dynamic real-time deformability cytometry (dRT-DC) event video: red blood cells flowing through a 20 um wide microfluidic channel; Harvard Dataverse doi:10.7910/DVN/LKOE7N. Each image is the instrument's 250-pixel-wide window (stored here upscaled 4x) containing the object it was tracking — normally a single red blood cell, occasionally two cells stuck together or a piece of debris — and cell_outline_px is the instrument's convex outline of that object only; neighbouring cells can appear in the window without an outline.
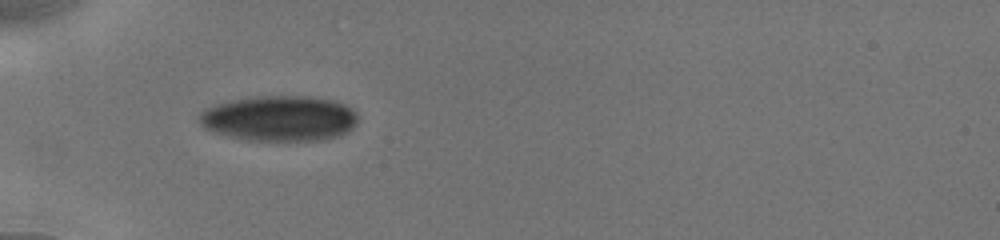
{"species": "human", "species_latin": "Homo sapiens", "temperature_condition": "cold", "stored_images_in_passage": 15, "camera_frame_rate_fps": 3000, "um_per_image_px": 0.085, "donor": {"sex": "male"}, "frame": {"image": 1, "passage_image": 9, "time_ms": 5.667, "image_size_px": [1000, 240], "cell_outline_px": [[356, 124], [348, 132], [324, 140], [248, 140], [228, 136], [212, 132], [204, 128], [200, 124], [196, 116], [204, 108], [216, 104], [232, 100], [256, 96], [312, 96], [336, 100], [352, 108], [356, 112]], "centroid_in_image_um": [23.72, 10.05], "position_along_channel_um": 61.3, "area_um2": 42.43}}
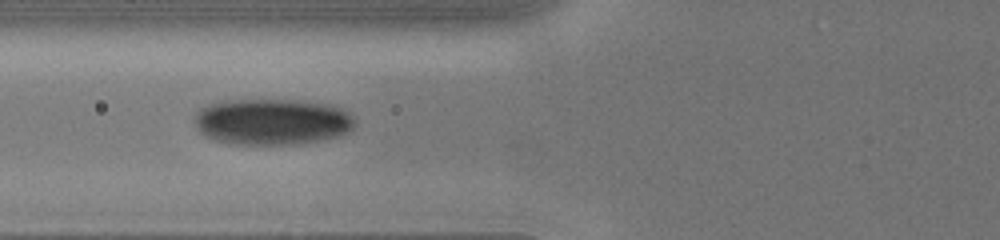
{"frame": {"image": 2, "passage_image": 11, "time_ms": 7.0, "image_size_px": [1000, 240], "cell_outline_px": [[356, 124], [348, 132], [336, 136], [320, 140], [300, 144], [228, 144], [204, 136], [196, 128], [196, 112], [200, 108], [216, 100], [292, 100], [328, 104], [340, 108], [348, 112], [356, 120]], "centroid_in_image_um": [23.1, 10.34], "position_along_channel_um": 102.7, "area_um2": 43.41}}
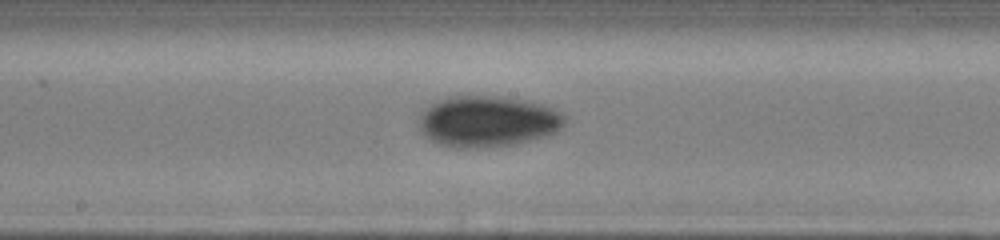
{"frame": {"image": 3, "passage_image": 15, "time_ms": 9.667, "image_size_px": [1000, 240], "cell_outline_px": [[564, 124], [556, 132], [544, 136], [512, 144], [480, 148], [456, 148], [440, 144], [424, 136], [420, 132], [420, 116], [424, 108], [448, 96], [504, 96], [544, 104], [560, 112], [564, 116]], "centroid_in_image_um": [41.43, 10.31], "position_along_channel_um": 206.8, "area_um2": 43.29}}